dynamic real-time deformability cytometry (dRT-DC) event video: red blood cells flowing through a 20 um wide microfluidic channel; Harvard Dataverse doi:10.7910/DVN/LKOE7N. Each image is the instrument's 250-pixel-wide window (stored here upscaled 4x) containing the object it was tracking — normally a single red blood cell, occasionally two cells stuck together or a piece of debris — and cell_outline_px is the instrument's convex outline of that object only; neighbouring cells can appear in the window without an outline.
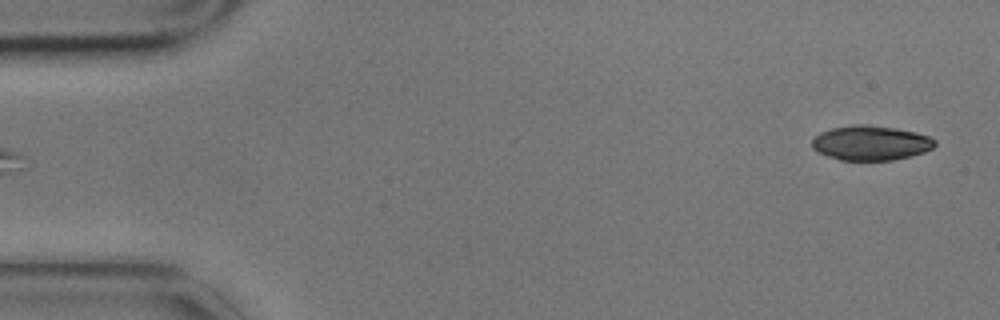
{"species": "common noctule bat (a hibernating species)", "species_latin": "Nyctalus noctula", "temperature_condition": "cold", "stored_images_in_passage": 6, "camera_frame_rate_fps": 3000, "um_per_image_px": 0.085, "animal": {"sex": "male", "body_mass_g": 17.9}, "frame": {"image": 1, "passage_image": 6, "time_ms": 1.667, "image_size_px": [1000, 320], "cell_outline_px": [[936, 144], [932, 148], [924, 152], [892, 160], [840, 160], [828, 156], [812, 148], [812, 140], [820, 132], [832, 128], [852, 124], [868, 124], [896, 128], [916, 132], [928, 136], [936, 140]], "centroid_in_image_um": [74.01, 12.13], "position_along_channel_um": 11.0, "area_um2": 24.8}}